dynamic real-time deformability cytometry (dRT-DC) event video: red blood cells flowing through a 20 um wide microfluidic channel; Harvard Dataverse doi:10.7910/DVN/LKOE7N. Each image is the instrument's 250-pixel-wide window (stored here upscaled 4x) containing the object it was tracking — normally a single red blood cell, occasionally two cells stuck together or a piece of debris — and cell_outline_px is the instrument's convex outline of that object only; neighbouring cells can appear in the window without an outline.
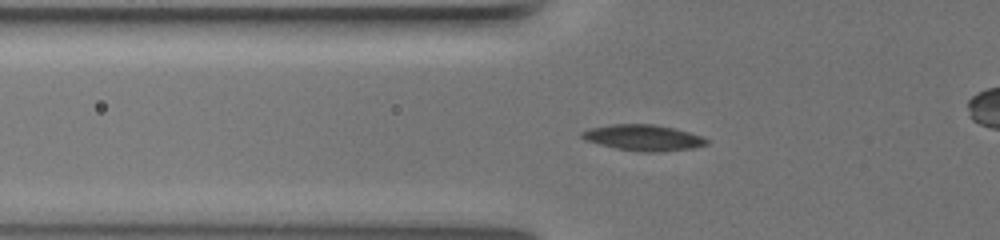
{"species": "common noctule bat (a hibernating species)", "species_latin": "Nyctalus noctula", "temperature_condition": "warm", "stored_images_in_passage": 12, "segment_of_instrument_passage": [1, 2], "camera_frame_rate_fps": 3000, "um_per_image_px": 0.085, "animal": {"sex": "female", "body_mass_g": 19.5, "forearm_length_mm": 54.1}, "frame": {"image": 1, "passage_image": 10, "time_ms": 9.0, "image_size_px": [1000, 240], "cell_outline_px": [[708, 144], [696, 148], [660, 152], [640, 152], [616, 148], [584, 140], [580, 136], [580, 132], [588, 128], [612, 124], [652, 124], [672, 128], [704, 136], [708, 140]], "centroid_in_image_um": [54.68, 11.71], "position_along_channel_um": 71.1, "area_um2": 19.02}}